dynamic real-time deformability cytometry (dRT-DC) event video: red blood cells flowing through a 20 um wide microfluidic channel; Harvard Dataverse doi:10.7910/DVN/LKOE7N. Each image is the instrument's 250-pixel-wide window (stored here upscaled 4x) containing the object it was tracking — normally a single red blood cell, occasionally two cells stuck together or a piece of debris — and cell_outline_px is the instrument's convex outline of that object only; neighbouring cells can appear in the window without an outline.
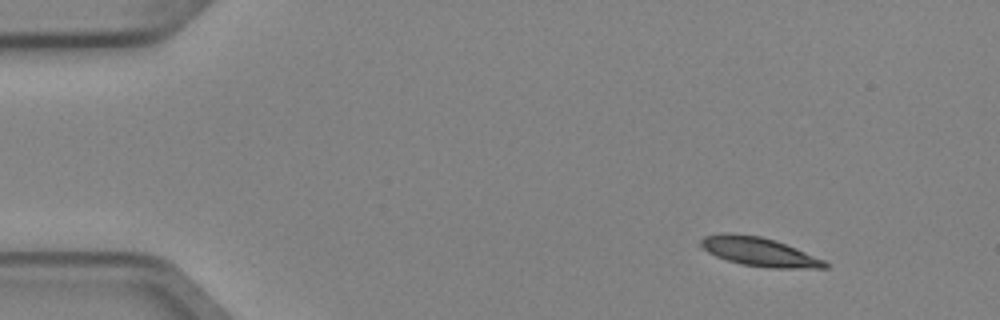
{"species": "Egyptian fruit bat (a non-hibernating species)", "species_latin": "Rousettus aegyptiacus", "temperature_condition": "cold", "stored_images_in_passage": 4, "camera_frame_rate_fps": 3000, "um_per_image_px": 0.085, "animal": {"sex": "female"}, "frame": {"image": 1, "passage_image": 1, "time_ms": 0.0, "image_size_px": [1000, 320], "cell_outline_px": [[828, 268], [768, 268], [744, 264], [728, 260], [716, 256], [708, 252], [700, 244], [700, 240], [704, 236], [760, 236], [776, 240], [796, 248], [824, 260], [828, 264]], "centroid_in_image_um": [64.63, 21.45], "position_along_channel_um": 20.4, "area_um2": 19.88}}
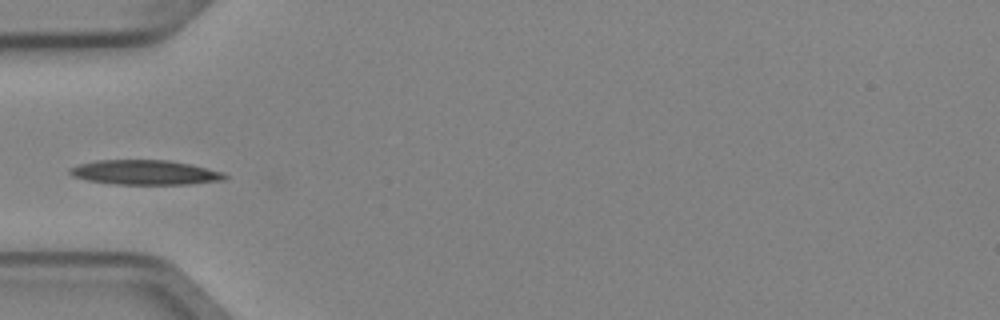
{"frame": {"image": 2, "passage_image": 4, "time_ms": 1.0, "image_size_px": [1000, 320], "cell_outline_px": [[228, 176], [224, 180], [192, 184], [116, 184], [88, 180], [72, 176], [68, 172], [68, 168], [80, 164], [96, 160], [168, 160], [188, 164], [224, 172]], "centroid_in_image_um": [12.32, 14.66], "position_along_channel_um": 72.7, "area_um2": 22.2}}